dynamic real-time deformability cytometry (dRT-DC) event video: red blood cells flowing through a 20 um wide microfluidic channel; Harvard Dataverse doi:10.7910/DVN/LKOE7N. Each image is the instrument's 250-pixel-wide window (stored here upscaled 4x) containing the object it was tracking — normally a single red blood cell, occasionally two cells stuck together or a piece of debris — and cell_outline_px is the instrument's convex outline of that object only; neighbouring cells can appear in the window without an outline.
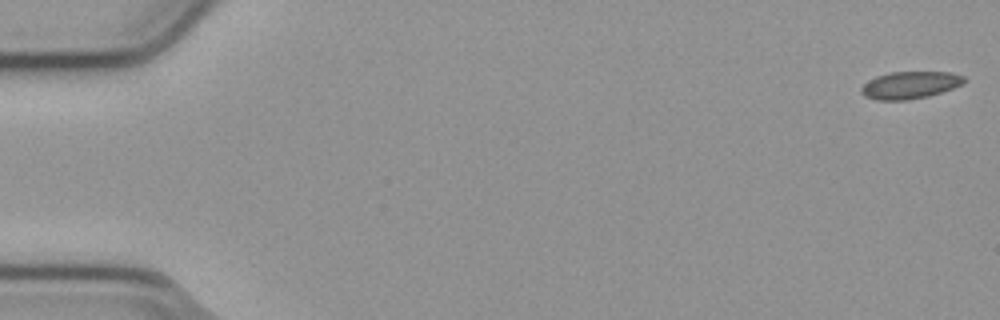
{"species": "common noctule bat (a hibernating species)", "species_latin": "Nyctalus noctula", "temperature_condition": "cold", "stored_images_in_passage": 52, "camera_frame_rate_fps": 3000, "um_per_image_px": 0.085, "animal": {"sex": "male", "body_mass_g": 23.1, "forearm_length_mm": 52.7}, "frame": {"image": 1, "passage_image": 1, "time_ms": 0.0, "image_size_px": [1000, 320], "cell_outline_px": [[964, 84], [928, 96], [908, 100], [876, 100], [864, 96], [860, 92], [860, 88], [864, 84], [876, 76], [892, 72], [948, 72], [964, 76]], "centroid_in_image_um": [77.32, 7.24], "position_along_channel_um": 7.7, "area_um2": 16.24}}
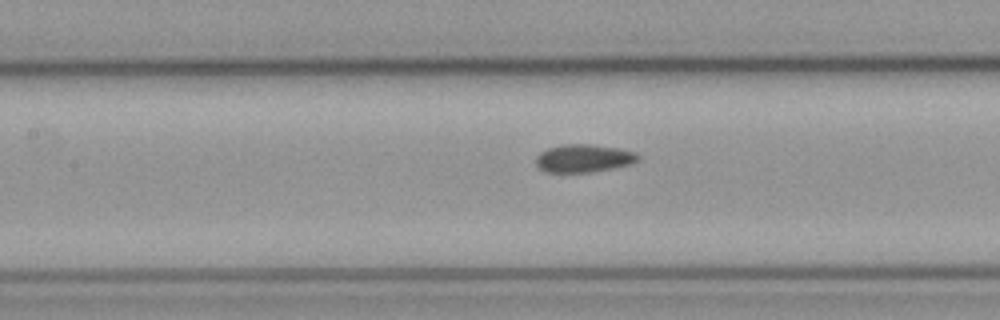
{"frame": {"image": 2, "passage_image": 25, "time_ms": 8.0, "image_size_px": [1000, 320], "cell_outline_px": [[640, 160], [632, 164], [592, 172], [544, 172], [536, 164], [536, 156], [540, 152], [548, 148], [564, 144], [592, 144], [620, 148], [636, 152], [640, 156]], "centroid_in_image_um": [49.65, 13.45], "position_along_channel_um": 157.8, "area_um2": 16.82}}
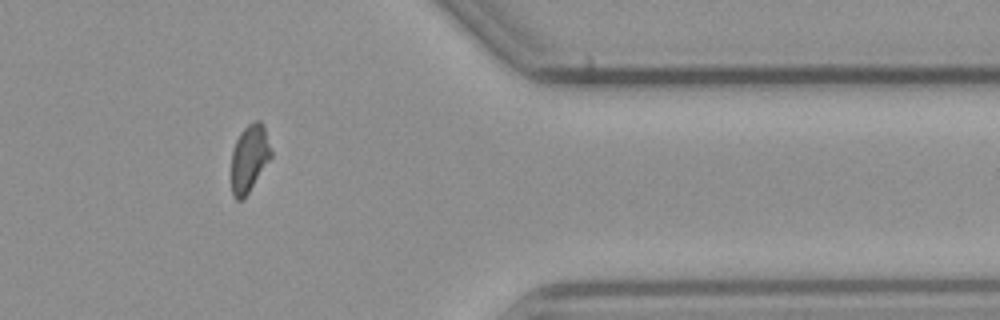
{"frame": {"image": 3, "passage_image": 45, "time_ms": 14.667, "image_size_px": [1000, 320], "cell_outline_px": [[272, 156], [244, 200], [236, 200], [232, 196], [232, 152], [236, 140], [240, 132], [248, 124], [256, 120], [260, 120], [264, 124], [272, 152]], "centroid_in_image_um": [21.2, 13.46], "position_along_channel_um": 390.2, "area_um2": 15.72}}